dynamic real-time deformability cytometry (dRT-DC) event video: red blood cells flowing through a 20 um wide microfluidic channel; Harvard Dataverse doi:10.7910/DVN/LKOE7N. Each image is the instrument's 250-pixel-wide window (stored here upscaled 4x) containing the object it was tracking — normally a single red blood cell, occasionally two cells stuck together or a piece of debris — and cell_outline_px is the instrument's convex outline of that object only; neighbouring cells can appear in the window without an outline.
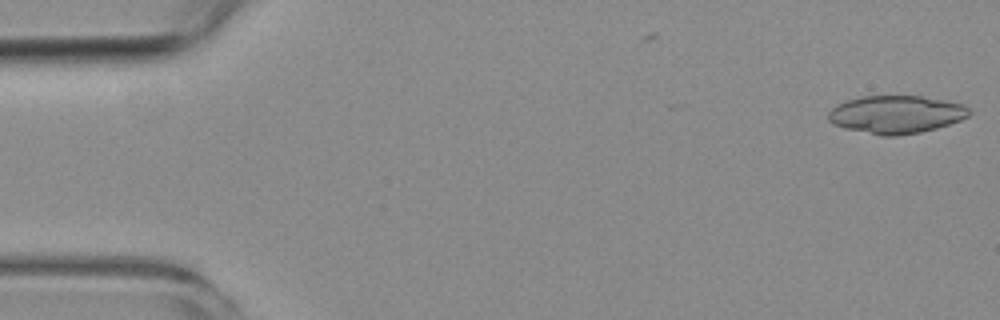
{"species": "common noctule bat (a hibernating species)", "species_latin": "Nyctalus noctula", "temperature_condition": "room temperature", "stored_images_in_passage": 3, "camera_frame_rate_fps": 3000, "um_per_image_px": 0.085, "animal": {"sex": "female", "body_mass_g": 19.3, "forearm_length_mm": 54.1}, "frame": {"image": 1, "passage_image": 1, "time_ms": 0.0, "image_size_px": [1000, 320], "cell_outline_px": [[972, 112], [968, 116], [960, 120], [936, 128], [920, 132], [896, 136], [880, 136], [844, 128], [832, 124], [828, 120], [828, 112], [836, 104], [848, 100], [864, 96], [920, 96], [964, 104]], "centroid_in_image_um": [76.14, 9.73], "position_along_channel_um": 8.9, "area_um2": 31.1}}